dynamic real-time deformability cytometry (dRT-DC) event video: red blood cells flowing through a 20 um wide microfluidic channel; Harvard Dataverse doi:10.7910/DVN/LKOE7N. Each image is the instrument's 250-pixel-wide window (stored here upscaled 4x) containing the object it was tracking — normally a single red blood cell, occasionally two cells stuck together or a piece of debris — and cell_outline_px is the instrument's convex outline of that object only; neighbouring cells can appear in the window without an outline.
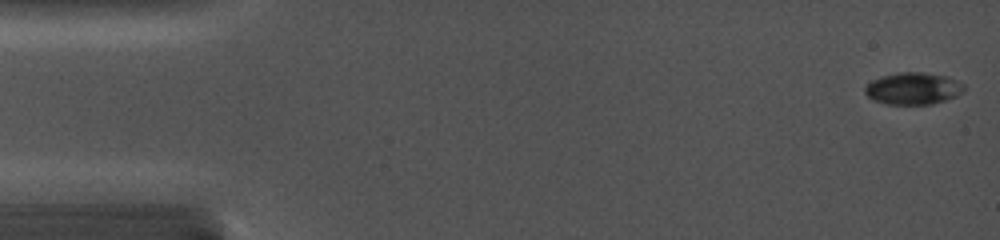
{"species": "common noctule bat (a hibernating species)", "species_latin": "Nyctalus noctula", "temperature_condition": "cold", "stored_images_in_passage": 37, "camera_frame_rate_fps": 5000, "um_per_image_px": 0.085, "animal": {"sex": "female", "body_mass_g": 19.0, "forearm_length_mm": 56.7}, "frame": {"image": 1, "passage_image": 1, "time_ms": 0.0, "image_size_px": [1000, 240], "cell_outline_px": [[964, 92], [956, 96], [932, 104], [888, 104], [872, 100], [864, 92], [864, 88], [872, 80], [880, 76], [900, 72], [924, 72], [948, 76], [964, 84]], "centroid_in_image_um": [77.62, 7.51], "position_along_channel_um": 7.4, "area_um2": 18.55}}
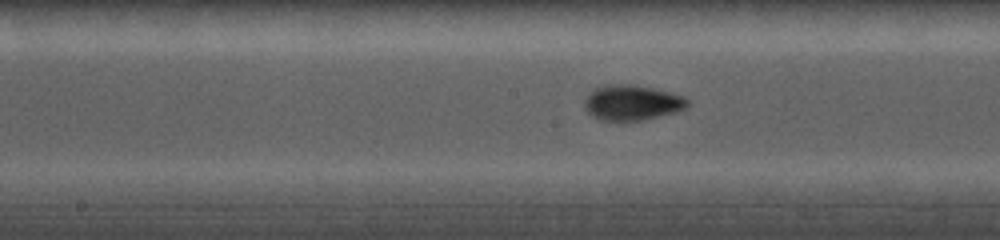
{"frame": {"image": 2, "passage_image": 20, "time_ms": 8.0, "image_size_px": [1000, 240], "cell_outline_px": [[688, 104], [684, 108], [676, 112], [640, 120], [600, 120], [592, 116], [588, 112], [584, 104], [584, 100], [588, 92], [596, 88], [608, 84], [632, 84], [652, 88], [684, 96], [688, 100]], "centroid_in_image_um": [53.68, 8.71], "position_along_channel_um": 194.5, "area_um2": 20.98}}
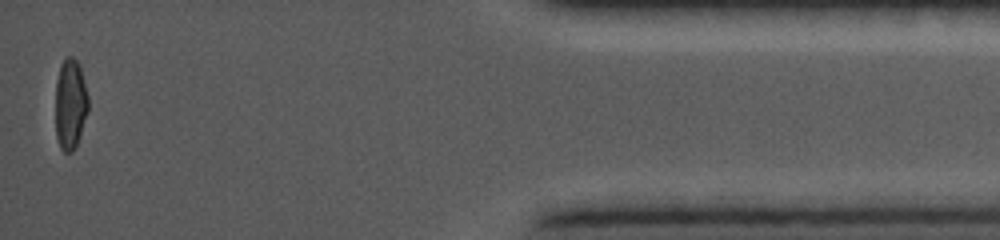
{"frame": {"image": 3, "passage_image": 37, "time_ms": 15.2, "image_size_px": [1000, 240], "cell_outline_px": [[88, 112], [76, 144], [72, 152], [64, 152], [60, 148], [56, 136], [56, 80], [60, 64], [64, 56], [72, 56], [76, 60], [80, 68], [88, 96]], "centroid_in_image_um": [5.96, 8.82], "position_along_channel_um": 429.2, "area_um2": 17.28}}